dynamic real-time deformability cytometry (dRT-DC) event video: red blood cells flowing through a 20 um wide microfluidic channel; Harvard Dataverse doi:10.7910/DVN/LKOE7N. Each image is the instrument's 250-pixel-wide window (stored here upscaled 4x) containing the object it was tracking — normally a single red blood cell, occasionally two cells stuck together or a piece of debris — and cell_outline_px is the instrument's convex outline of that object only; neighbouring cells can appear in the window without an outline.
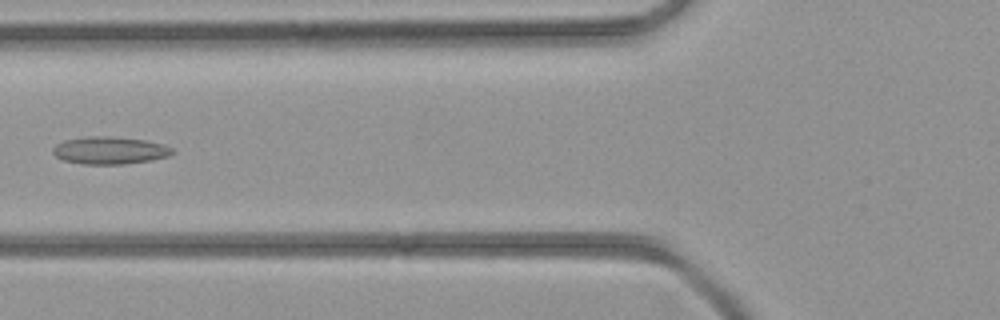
{"species": "common noctule bat (a hibernating species)", "species_latin": "Nyctalus noctula", "temperature_condition": "room temperature", "stored_images_in_passage": 21, "camera_frame_rate_fps": 3000, "um_per_image_px": 0.085, "animal": {"sex": "female", "body_mass_g": 21.9}, "frame": {"image": 1, "passage_image": 5, "time_ms": 1.333, "image_size_px": [1000, 320], "cell_outline_px": [[172, 152], [168, 156], [152, 160], [124, 164], [84, 164], [64, 160], [56, 156], [52, 152], [52, 148], [56, 144], [64, 140], [88, 136], [104, 136], [144, 140], [164, 144], [172, 148]], "centroid_in_image_um": [9.3, 12.78], "position_along_channel_um": 116.5, "area_um2": 18.96}}
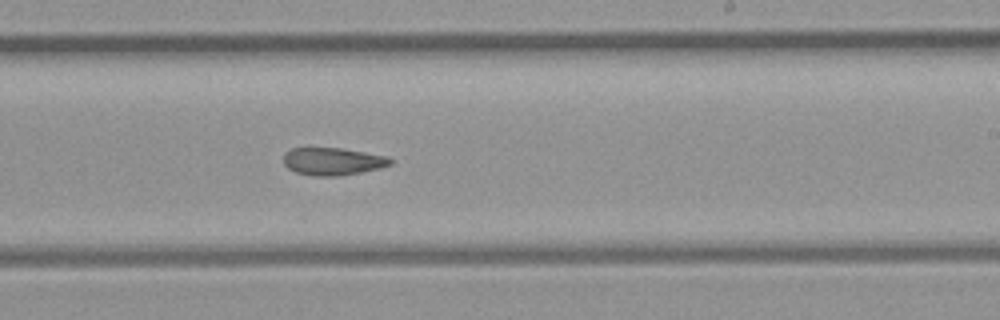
{"frame": {"image": 2, "passage_image": 14, "time_ms": 4.333, "image_size_px": [1000, 320], "cell_outline_px": [[392, 164], [380, 168], [340, 176], [312, 176], [296, 172], [288, 168], [284, 164], [284, 152], [292, 148], [340, 148], [364, 152], [384, 156], [392, 160]], "centroid_in_image_um": [28.25, 13.72], "position_along_channel_um": 260.8, "area_um2": 17.05}}
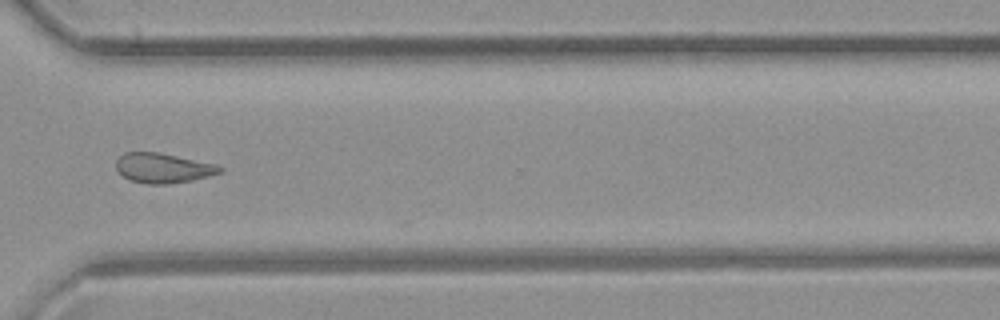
{"frame": {"image": 3, "passage_image": 20, "time_ms": 6.333, "image_size_px": [1000, 320], "cell_outline_px": [[224, 168], [220, 172], [208, 176], [192, 180], [164, 184], [148, 184], [128, 180], [116, 168], [116, 160], [124, 152], [156, 152], [216, 164]], "centroid_in_image_um": [13.83, 14.28], "position_along_channel_um": 356.8, "area_um2": 17.8}}